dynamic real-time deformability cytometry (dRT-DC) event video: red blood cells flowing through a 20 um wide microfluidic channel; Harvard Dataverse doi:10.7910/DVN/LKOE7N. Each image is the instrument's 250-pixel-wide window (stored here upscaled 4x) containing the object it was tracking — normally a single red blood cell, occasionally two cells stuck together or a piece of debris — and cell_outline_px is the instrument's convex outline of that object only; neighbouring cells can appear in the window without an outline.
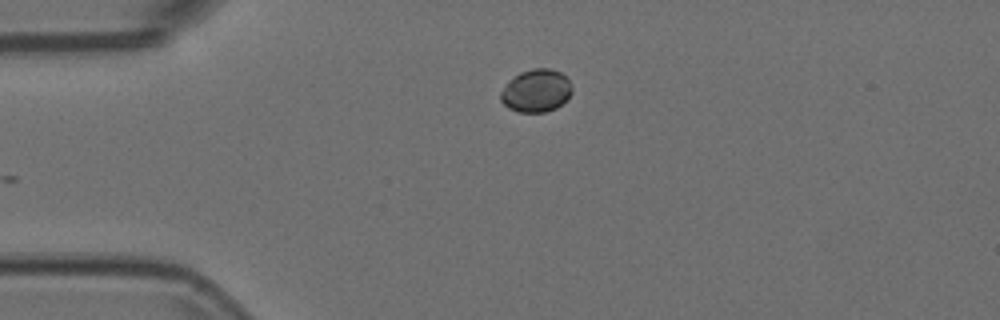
{"species": "Egyptian fruit bat (a non-hibernating species)", "species_latin": "Rousettus aegyptiacus", "temperature_condition": "room temperature", "stored_images_in_passage": 39, "camera_frame_rate_fps": 3000, "um_per_image_px": 0.085, "animal": {"sex": "female"}, "frame": {"image": 1, "passage_image": 1, "time_ms": 0.0, "image_size_px": [1000, 320], "cell_outline_px": [[572, 92], [556, 108], [544, 112], [516, 112], [508, 108], [500, 100], [500, 92], [520, 72], [532, 68], [552, 68], [560, 72], [572, 84]], "centroid_in_image_um": [45.58, 7.71], "position_along_channel_um": 39.4, "area_um2": 17.57}}
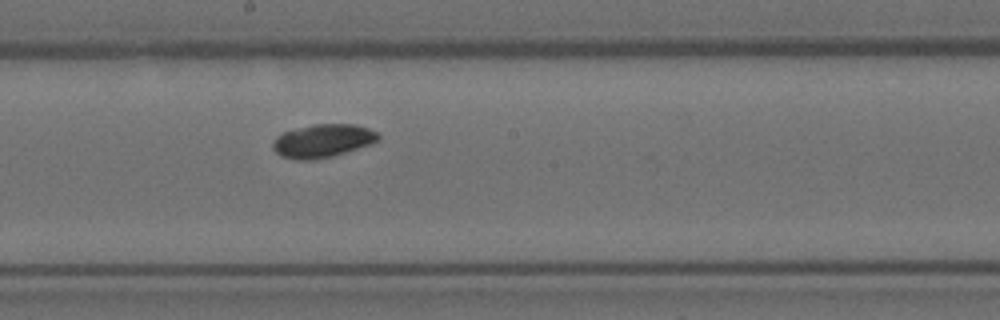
{"frame": {"image": 2, "passage_image": 18, "time_ms": 5.667, "image_size_px": [1000, 320], "cell_outline_px": [[380, 140], [332, 156], [312, 160], [296, 160], [280, 156], [272, 148], [272, 140], [276, 136], [284, 132], [312, 124], [356, 124], [368, 128], [376, 132], [380, 136]], "centroid_in_image_um": [27.39, 11.97], "position_along_channel_um": 220.8, "area_um2": 20.35}}
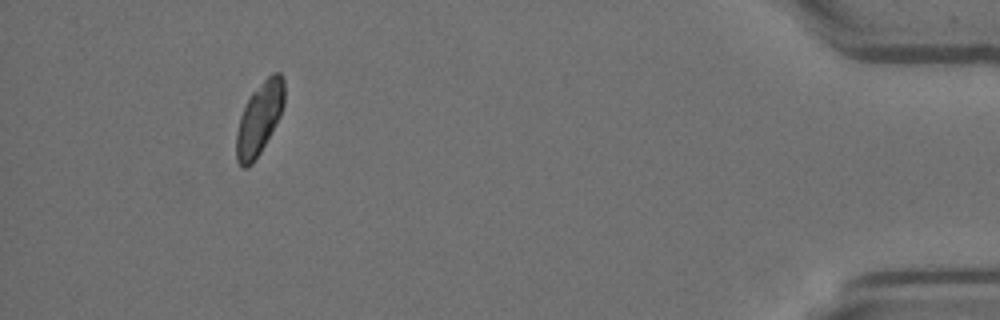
{"frame": {"image": 3, "passage_image": 39, "time_ms": 12.667, "image_size_px": [1000, 320], "cell_outline_px": [[284, 104], [280, 116], [276, 124], [260, 152], [252, 164], [248, 168], [240, 168], [236, 160], [236, 132], [240, 116], [252, 92], [272, 72], [280, 72], [284, 80]], "centroid_in_image_um": [22.03, 10.1], "position_along_channel_um": 413.2, "area_um2": 20.17}}